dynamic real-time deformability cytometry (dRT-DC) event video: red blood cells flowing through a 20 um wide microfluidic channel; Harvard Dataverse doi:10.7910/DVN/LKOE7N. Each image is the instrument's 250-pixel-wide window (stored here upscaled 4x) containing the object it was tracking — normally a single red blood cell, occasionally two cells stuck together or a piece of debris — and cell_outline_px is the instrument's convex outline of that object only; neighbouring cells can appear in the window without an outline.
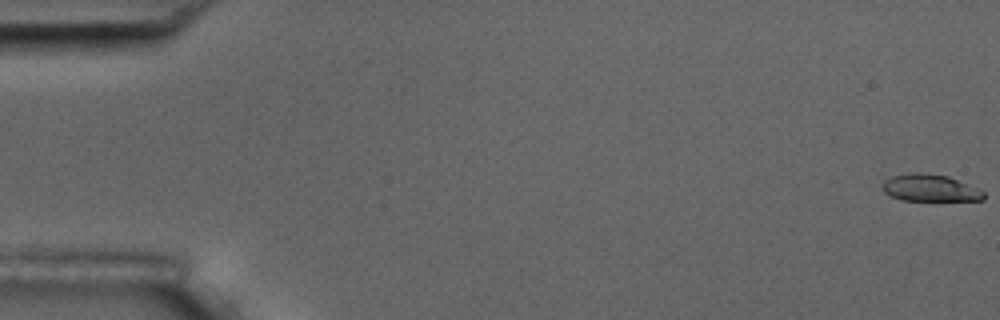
{"species": "common noctule bat (a hibernating species)", "species_latin": "Nyctalus noctula", "temperature_condition": "room temperature", "stored_images_in_passage": 7, "camera_frame_rate_fps": 3000, "um_per_image_px": 0.085, "animal": {"sex": "male", "body_mass_g": 17.5, "forearm_length_mm": 52.3}, "frame": {"image": 1, "passage_image": 1, "time_ms": 0.0, "image_size_px": [1000, 320], "cell_outline_px": [[984, 200], [900, 200], [888, 196], [884, 192], [884, 180], [892, 176], [912, 172], [920, 172], [948, 176], [976, 188], [984, 192]], "centroid_in_image_um": [79.01, 15.98], "position_along_channel_um": 6.0, "area_um2": 15.78}}